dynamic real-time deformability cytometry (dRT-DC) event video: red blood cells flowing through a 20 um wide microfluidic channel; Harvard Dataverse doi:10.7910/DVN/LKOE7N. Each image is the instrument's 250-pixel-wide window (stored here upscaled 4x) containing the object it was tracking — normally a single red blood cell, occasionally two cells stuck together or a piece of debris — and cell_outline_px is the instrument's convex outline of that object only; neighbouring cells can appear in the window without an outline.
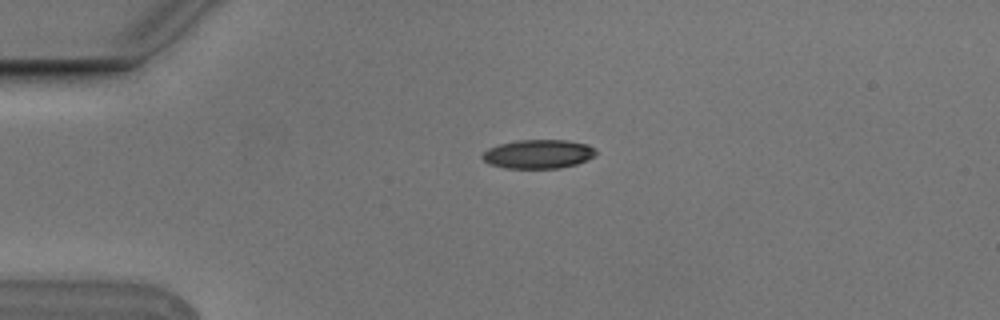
{"species": "Egyptian fruit bat (a non-hibernating species)", "species_latin": "Rousettus aegyptiacus", "temperature_condition": "cold", "stored_images_in_passage": 3, "camera_frame_rate_fps": 3000, "um_per_image_px": 0.085, "animal": {"sex": "male"}, "frame": {"image": 1, "passage_image": 1, "time_ms": 0.0, "image_size_px": [1000, 320], "cell_outline_px": [[596, 152], [592, 156], [576, 164], [560, 168], [504, 168], [488, 164], [480, 156], [488, 148], [500, 144], [516, 140], [568, 140], [588, 144], [596, 148]], "centroid_in_image_um": [45.72, 13.09], "position_along_channel_um": 39.3, "area_um2": 19.13}}